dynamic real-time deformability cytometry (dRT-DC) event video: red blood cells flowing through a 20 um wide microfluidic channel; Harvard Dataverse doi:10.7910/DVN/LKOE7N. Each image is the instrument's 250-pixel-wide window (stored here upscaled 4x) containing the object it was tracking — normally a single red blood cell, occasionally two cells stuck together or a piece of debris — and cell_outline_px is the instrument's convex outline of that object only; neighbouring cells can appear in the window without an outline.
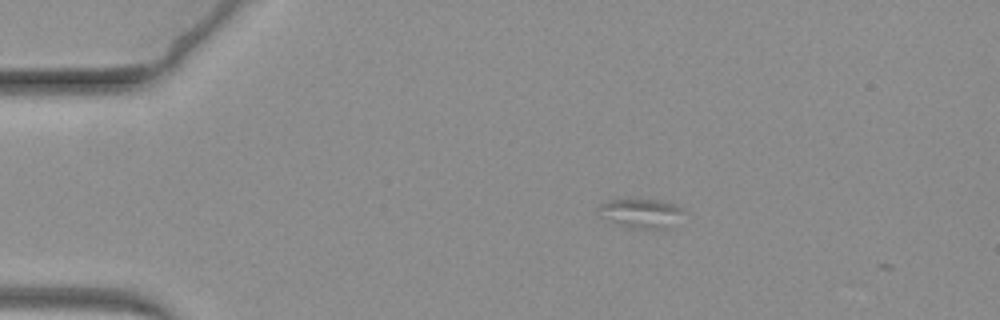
{"species": "common noctule bat (a hibernating species)", "species_latin": "Nyctalus noctula", "temperature_condition": "warm", "stored_images_in_passage": 2, "camera_frame_rate_fps": 3000, "um_per_image_px": 0.085, "animal": {"sex": "female", "body_mass_g": 19.3, "forearm_length_mm": 54.1}, "frame": {"image": 1, "passage_image": 1, "time_ms": 0.0, "image_size_px": [1000, 320], "cell_outline_px": [[684, 212], [672, 228], [652, 232], [624, 228], [596, 208], [600, 204], [608, 200], [656, 200], [672, 204], [680, 208]], "centroid_in_image_um": [54.57, 18.2], "position_along_channel_um": 30.4, "area_um2": 14.62}}